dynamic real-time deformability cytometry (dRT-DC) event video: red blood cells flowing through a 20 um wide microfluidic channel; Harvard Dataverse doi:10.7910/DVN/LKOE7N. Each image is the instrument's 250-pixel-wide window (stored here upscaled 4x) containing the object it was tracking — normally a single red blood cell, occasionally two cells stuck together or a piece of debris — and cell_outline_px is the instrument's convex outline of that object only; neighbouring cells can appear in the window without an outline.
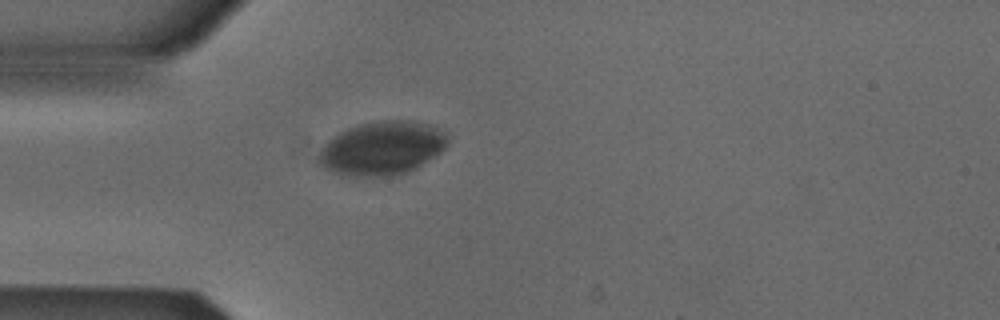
{"species": "Egyptian fruit bat (a non-hibernating species)", "species_latin": "Rousettus aegyptiacus", "temperature_condition": "cold", "stored_images_in_passage": 4, "camera_frame_rate_fps": 3000, "um_per_image_px": 0.085, "animal": {"sex": "male"}, "frame": {"image": 1, "passage_image": 4, "time_ms": 1.0, "image_size_px": [1000, 320], "cell_outline_px": [[448, 144], [440, 152], [416, 168], [400, 176], [344, 176], [320, 168], [316, 164], [316, 156], [320, 148], [328, 140], [340, 132], [356, 124], [380, 120], [412, 120], [428, 124], [436, 128], [448, 140]], "centroid_in_image_um": [32.37, 12.62], "position_along_channel_um": 52.6, "area_um2": 40.81}}